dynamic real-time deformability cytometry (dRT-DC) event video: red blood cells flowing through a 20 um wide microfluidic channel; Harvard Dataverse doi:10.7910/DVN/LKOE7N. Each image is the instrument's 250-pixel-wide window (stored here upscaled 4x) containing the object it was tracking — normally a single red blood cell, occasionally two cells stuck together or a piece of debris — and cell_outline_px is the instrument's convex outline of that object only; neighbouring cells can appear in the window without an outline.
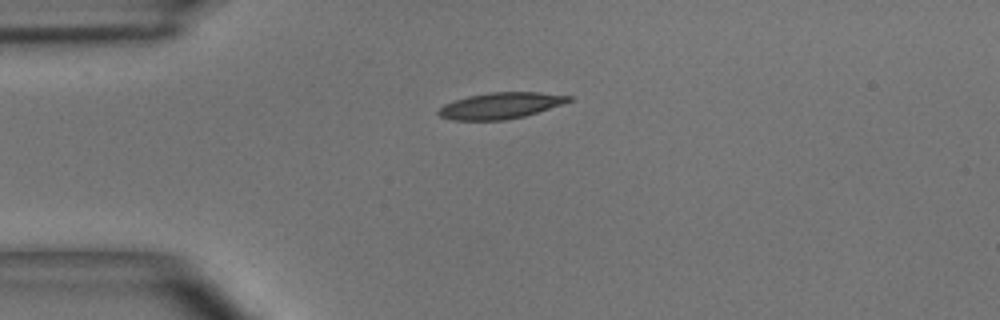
{"species": "common noctule bat (a hibernating species)", "species_latin": "Nyctalus noctula", "temperature_condition": "room temperature", "stored_images_in_passage": 34, "camera_frame_rate_fps": 3000, "um_per_image_px": 0.085, "animal": {"sex": "male", "body_mass_g": 15.6}, "frame": {"image": 1, "passage_image": 1, "time_ms": 0.0, "image_size_px": [1000, 320], "cell_outline_px": [[572, 100], [524, 116], [504, 120], [452, 120], [440, 116], [436, 112], [444, 104], [468, 96], [488, 92], [540, 92], [572, 96]], "centroid_in_image_um": [42.51, 8.97], "position_along_channel_um": 42.5, "area_um2": 19.65}}
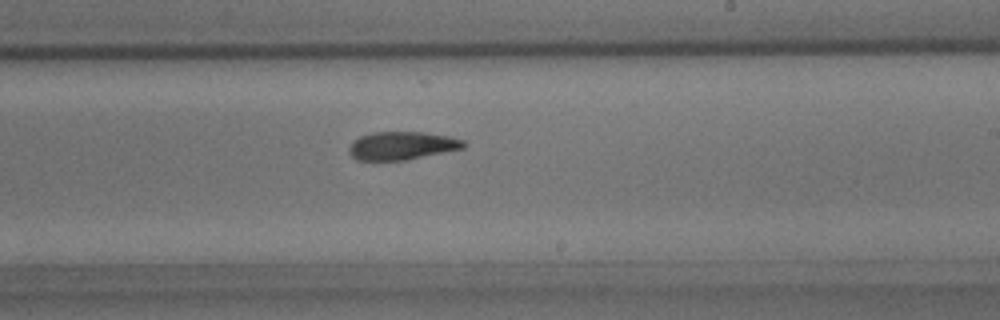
{"frame": {"image": 2, "passage_image": 20, "time_ms": 6.333, "image_size_px": [1000, 320], "cell_outline_px": [[464, 148], [404, 160], [356, 160], [348, 152], [348, 148], [352, 140], [360, 136], [372, 132], [424, 132], [448, 136], [464, 140]], "centroid_in_image_um": [34.11, 12.37], "position_along_channel_um": 254.9, "area_um2": 18.73}}
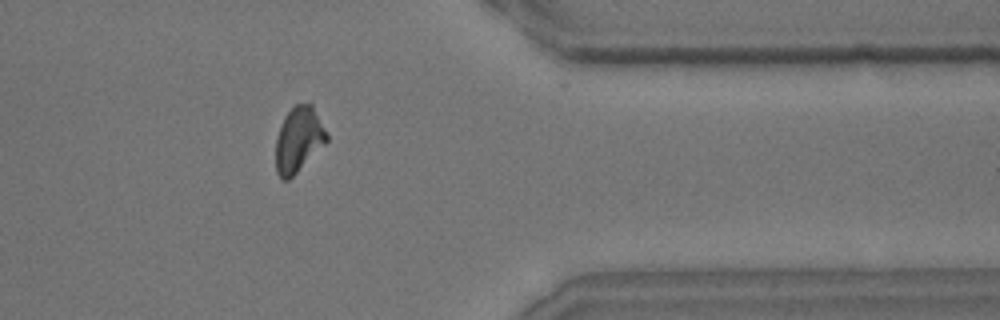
{"frame": {"image": 3, "passage_image": 32, "time_ms": 10.333, "image_size_px": [1000, 320], "cell_outline_px": [[328, 140], [288, 180], [284, 180], [276, 172], [276, 136], [284, 116], [296, 104], [312, 104], [328, 136]], "centroid_in_image_um": [25.36, 11.85], "position_along_channel_um": 386.0, "area_um2": 18.9}, "authors_computed_cell_mechanics": {"area_um2": 19.6231, "velocity_mm_per_s": 3.6707, "shape_relaxation_time_tau1_ms": 6.5755, "shape_relaxation_time_tau2_ms": 3.503, "deformation_change_tau1": 0.179, "deformation_change_tau2": 0.1028}}